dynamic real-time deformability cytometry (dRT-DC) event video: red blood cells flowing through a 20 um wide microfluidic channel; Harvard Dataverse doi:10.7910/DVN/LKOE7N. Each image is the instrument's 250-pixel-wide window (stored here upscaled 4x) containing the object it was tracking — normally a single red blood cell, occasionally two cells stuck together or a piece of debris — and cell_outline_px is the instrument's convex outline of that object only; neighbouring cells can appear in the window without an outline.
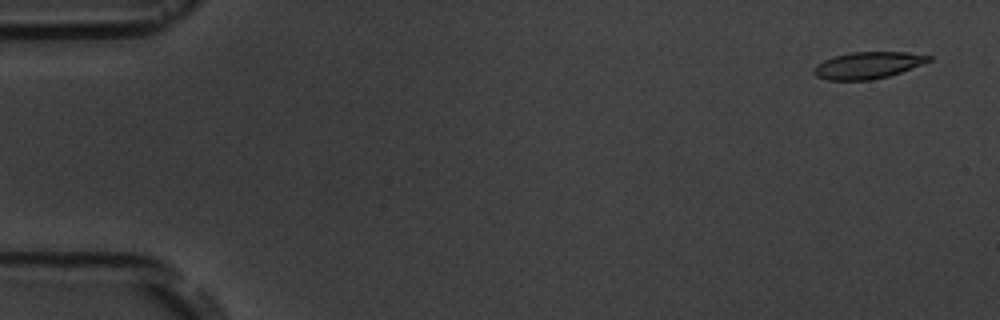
{"species": "common noctule bat (a hibernating species)", "species_latin": "Nyctalus noctula", "temperature_condition": "room temperature", "stored_images_in_passage": 5, "camera_frame_rate_fps": 3000, "um_per_image_px": 0.085, "animal": {"sex": "male", "body_mass_g": 19.5, "forearm_length_mm": 54.6}, "frame": {"image": 1, "passage_image": 1, "time_ms": 0.0, "image_size_px": [1000, 320], "cell_outline_px": [[932, 60], [900, 72], [888, 76], [868, 80], [828, 80], [816, 76], [812, 72], [812, 68], [816, 64], [832, 56], [852, 52], [904, 52], [932, 56]], "centroid_in_image_um": [73.71, 5.54], "position_along_channel_um": 11.3, "area_um2": 17.86}}
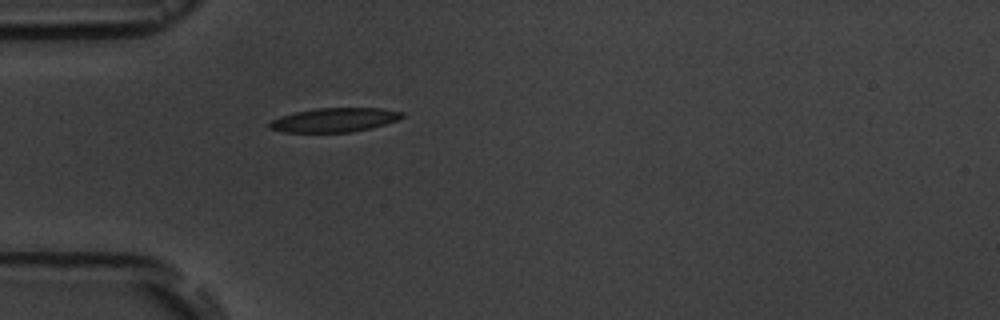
{"frame": {"image": 2, "passage_image": 5, "time_ms": 4.667, "image_size_px": [1000, 320], "cell_outline_px": [[404, 116], [396, 120], [372, 128], [352, 132], [284, 132], [268, 128], [268, 124], [272, 120], [280, 116], [296, 112], [316, 108], [380, 108], [404, 112]], "centroid_in_image_um": [28.42, 10.19], "position_along_channel_um": 56.6, "area_um2": 18.55}}